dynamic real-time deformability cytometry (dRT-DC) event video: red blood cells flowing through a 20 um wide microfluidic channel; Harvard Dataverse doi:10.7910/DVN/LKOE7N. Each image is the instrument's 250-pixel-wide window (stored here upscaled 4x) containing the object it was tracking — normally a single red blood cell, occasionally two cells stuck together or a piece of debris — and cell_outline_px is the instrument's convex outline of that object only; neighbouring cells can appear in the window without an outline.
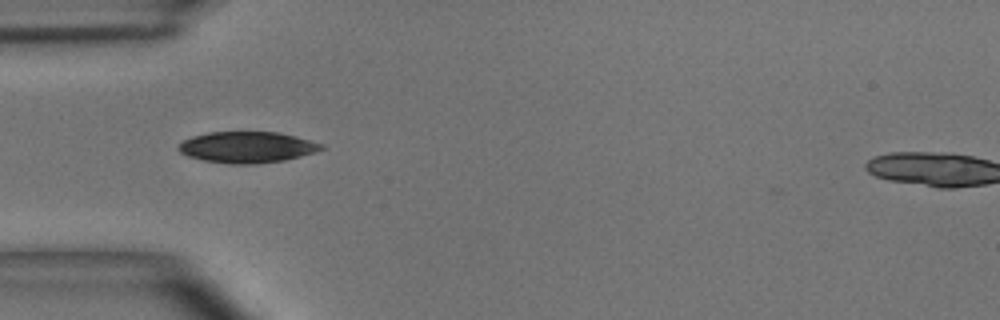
{"species": "common noctule bat (a hibernating species)", "species_latin": "Nyctalus noctula", "temperature_condition": "room temperature", "stored_images_in_passage": 6, "camera_frame_rate_fps": 3000, "um_per_image_px": 0.085, "animal": {"sex": "male", "body_mass_g": 15.6}, "frame": {"image": 1, "passage_image": 1, "time_ms": 0.0, "image_size_px": [1000, 320], "cell_outline_px": [[324, 148], [316, 152], [284, 160], [252, 164], [232, 164], [204, 160], [188, 156], [180, 152], [176, 148], [184, 140], [192, 136], [208, 132], [280, 132], [296, 136], [324, 144]], "centroid_in_image_um": [21.01, 12.5], "position_along_channel_um": 64.0, "area_um2": 25.89}}